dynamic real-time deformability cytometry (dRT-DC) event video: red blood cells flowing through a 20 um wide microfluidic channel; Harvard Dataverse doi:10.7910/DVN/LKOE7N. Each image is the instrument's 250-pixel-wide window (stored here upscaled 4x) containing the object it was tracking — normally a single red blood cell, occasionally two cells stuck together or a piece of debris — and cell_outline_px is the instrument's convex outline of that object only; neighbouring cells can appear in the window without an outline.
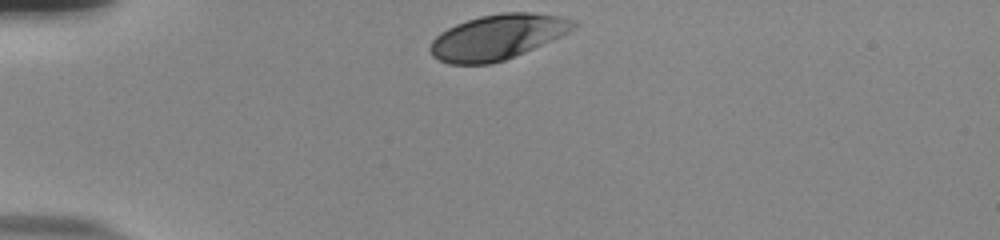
{"species": "human", "species_latin": "Homo sapiens", "temperature_condition": "room temperature", "stored_images_in_passage": 32, "camera_frame_rate_fps": 3000, "um_per_image_px": 0.085, "donor": {"sex": "male"}, "frame": {"image": 1, "passage_image": 1, "time_ms": 0.0, "image_size_px": [1000, 240], "cell_outline_px": [[580, 24], [568, 32], [552, 40], [524, 52], [504, 60], [488, 64], [448, 64], [432, 56], [428, 48], [432, 40], [440, 32], [456, 24], [480, 16], [504, 12], [528, 12], [564, 16], [576, 20]], "centroid_in_image_um": [42.29, 3.14], "position_along_channel_um": 42.7, "area_um2": 37.69}}
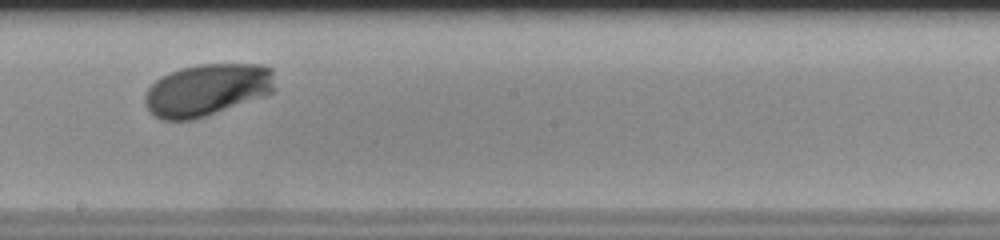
{"frame": {"image": 2, "passage_image": 19, "time_ms": 6.0, "image_size_px": [1000, 240], "cell_outline_px": [[276, 88], [272, 92], [216, 112], [192, 120], [160, 120], [144, 104], [144, 96], [148, 88], [156, 80], [168, 72], [180, 68], [196, 64], [264, 64], [272, 68]], "centroid_in_image_um": [17.59, 7.61], "position_along_channel_um": 230.6, "area_um2": 39.36}}
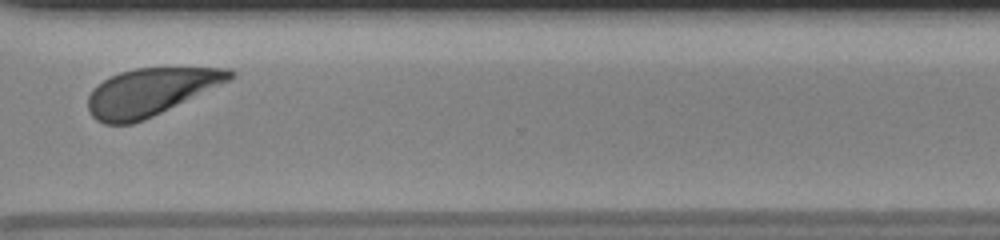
{"frame": {"image": 3, "passage_image": 29, "time_ms": 9.333, "image_size_px": [1000, 240], "cell_outline_px": [[236, 76], [228, 80], [144, 120], [132, 124], [104, 124], [96, 120], [88, 112], [88, 96], [104, 80], [120, 72], [136, 68], [232, 68], [236, 72]], "centroid_in_image_um": [12.76, 7.82], "position_along_channel_um": 357.8, "area_um2": 38.38}, "authors_computed_cell_mechanics": {"area_um2": 38.8994, "velocity_mm_per_s": 3.8107, "shape_relaxation_time_tau1_ms": 1.8915, "shape_relaxation_time_tau2_ms": null, "deformation_change_tau1": 0.141, "deformation_change_tau2": null}}